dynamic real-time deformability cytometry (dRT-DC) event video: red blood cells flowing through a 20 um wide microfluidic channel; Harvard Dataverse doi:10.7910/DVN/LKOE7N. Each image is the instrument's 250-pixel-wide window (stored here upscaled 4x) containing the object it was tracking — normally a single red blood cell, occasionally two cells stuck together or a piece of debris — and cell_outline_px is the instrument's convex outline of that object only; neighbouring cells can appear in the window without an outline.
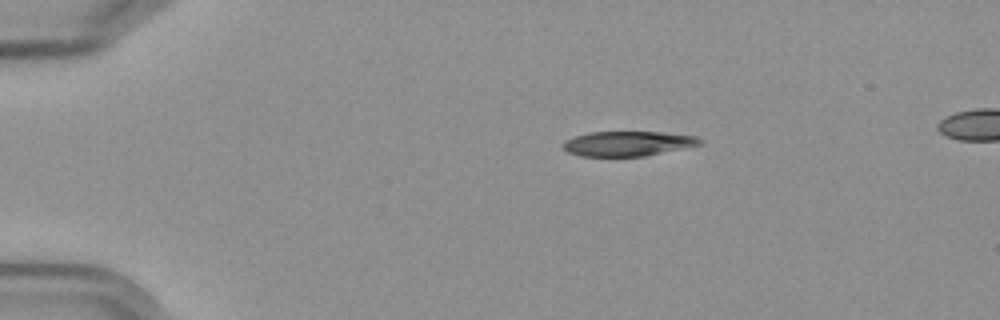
{"species": "Egyptian fruit bat (a non-hibernating species)", "species_latin": "Rousettus aegyptiacus", "temperature_condition": "cold", "stored_images_in_passage": 4, "camera_frame_rate_fps": 3000, "um_per_image_px": 0.085, "frame": {"image": 1, "passage_image": 1, "time_ms": 0.0, "image_size_px": [1000, 320], "cell_outline_px": [[704, 140], [700, 144], [644, 156], [580, 156], [568, 152], [564, 148], [564, 140], [576, 136], [592, 132], [660, 132], [696, 136]], "centroid_in_image_um": [53.35, 12.2], "position_along_channel_um": 31.6, "area_um2": 19.48}}
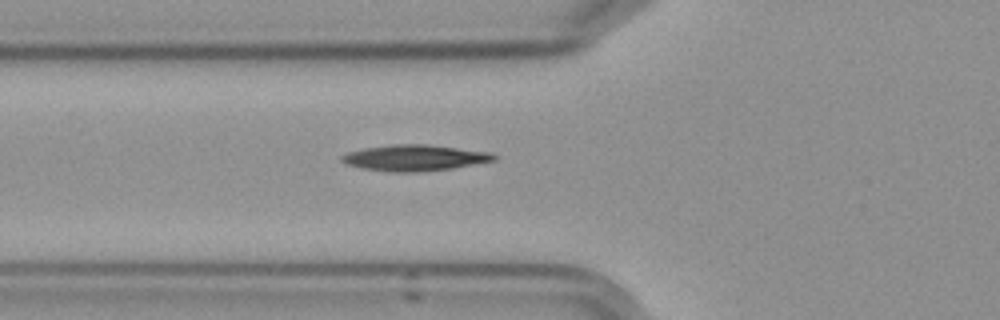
{"frame": {"image": 2, "passage_image": 4, "time_ms": 3.333, "image_size_px": [1000, 320], "cell_outline_px": [[496, 160], [452, 168], [420, 172], [388, 172], [364, 168], [344, 164], [340, 160], [340, 156], [348, 152], [364, 148], [392, 144], [428, 144], [492, 152], [496, 156]], "centroid_in_image_um": [35.23, 13.41], "position_along_channel_um": 90.6, "area_um2": 23.24}}